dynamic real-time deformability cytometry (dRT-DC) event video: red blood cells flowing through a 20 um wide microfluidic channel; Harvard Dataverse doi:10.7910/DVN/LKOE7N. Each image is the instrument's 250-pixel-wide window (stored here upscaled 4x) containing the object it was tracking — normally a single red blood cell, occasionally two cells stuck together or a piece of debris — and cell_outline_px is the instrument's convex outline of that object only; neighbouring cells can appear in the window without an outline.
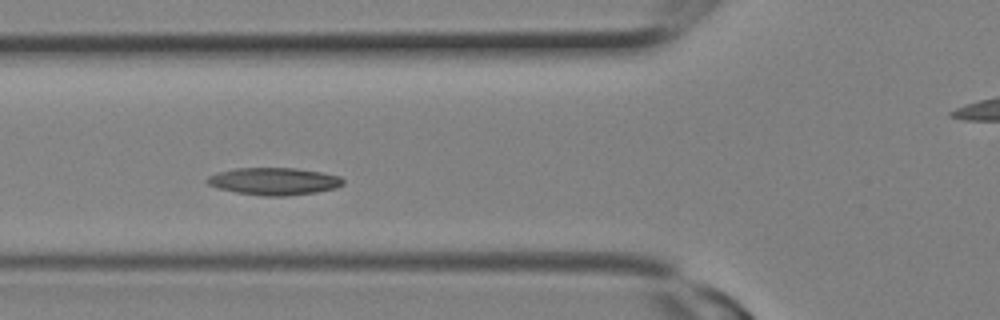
{"species": "Egyptian fruit bat (a non-hibernating species)", "species_latin": "Rousettus aegyptiacus", "temperature_condition": "room temperature", "stored_images_in_passage": 21, "camera_frame_rate_fps": 3000, "um_per_image_px": 0.085, "animal": {"sex": "female"}, "frame": {"image": 1, "passage_image": 6, "time_ms": 1.667, "image_size_px": [1000, 320], "cell_outline_px": [[344, 184], [336, 188], [316, 192], [288, 196], [264, 196], [236, 192], [220, 188], [208, 184], [204, 180], [208, 176], [216, 172], [236, 168], [296, 168], [320, 172], [340, 176], [344, 180]], "centroid_in_image_um": [23.29, 15.41], "position_along_channel_um": 102.5, "area_um2": 21.68}}
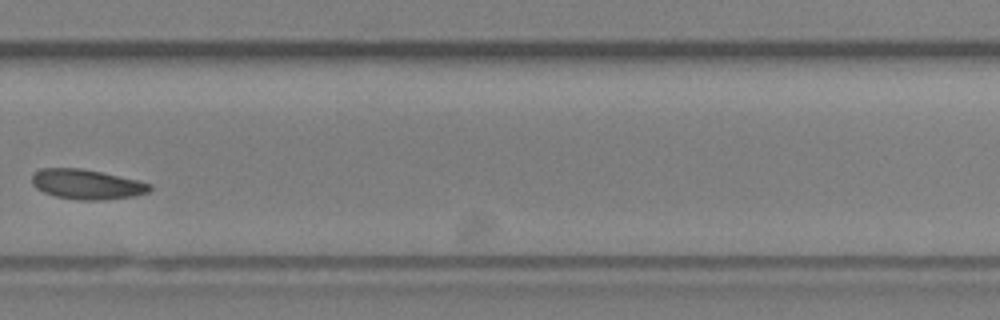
{"frame": {"image": 2, "passage_image": 14, "time_ms": 4.333, "image_size_px": [1000, 320], "cell_outline_px": [[152, 188], [148, 192], [132, 196], [104, 200], [76, 200], [56, 196], [44, 192], [36, 188], [32, 184], [32, 176], [36, 172], [44, 168], [80, 168], [100, 172], [136, 180], [152, 184]], "centroid_in_image_um": [7.37, 15.67], "position_along_channel_um": 322.4, "area_um2": 20.29}}
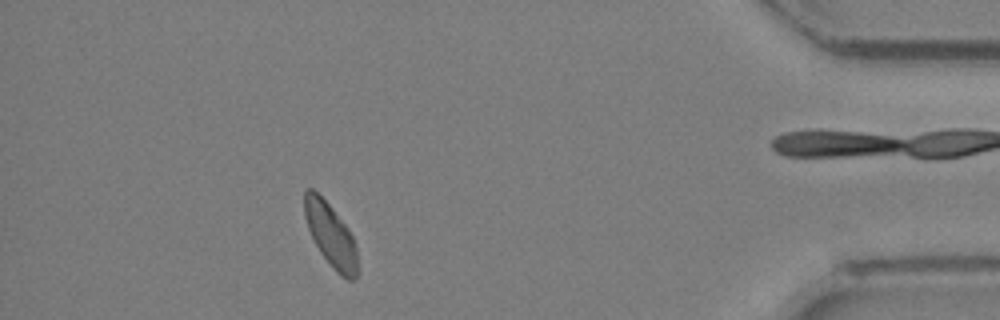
{"frame": {"image": 3, "passage_image": 19, "time_ms": 6.0, "image_size_px": [1000, 320], "cell_outline_px": [[360, 272], [352, 280], [348, 280], [340, 276], [332, 268], [320, 252], [308, 228], [304, 216], [304, 192], [308, 188], [312, 188], [332, 208], [348, 228], [356, 244]], "centroid_in_image_um": [28.15, 20.04], "position_along_channel_um": 407.1, "area_um2": 19.77}}